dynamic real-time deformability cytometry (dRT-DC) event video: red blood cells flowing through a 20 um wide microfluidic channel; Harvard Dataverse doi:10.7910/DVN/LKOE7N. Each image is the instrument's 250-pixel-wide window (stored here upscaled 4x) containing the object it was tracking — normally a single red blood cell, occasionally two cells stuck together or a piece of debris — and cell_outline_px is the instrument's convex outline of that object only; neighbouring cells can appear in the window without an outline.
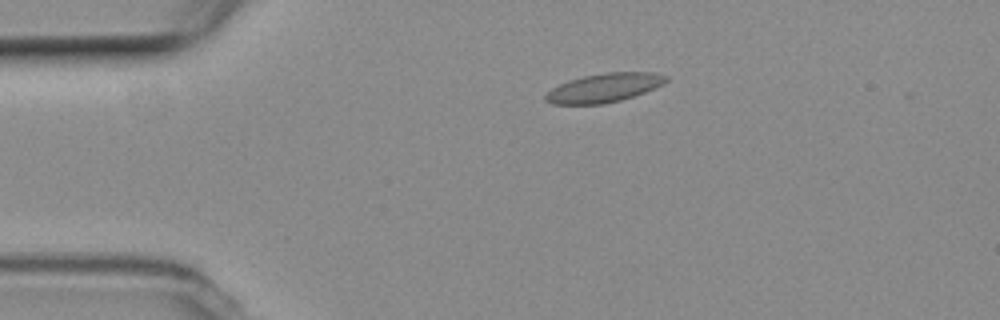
{"species": "common noctule bat (a hibernating species)", "species_latin": "Nyctalus noctula", "temperature_condition": "room temperature", "stored_images_in_passage": 45, "camera_frame_rate_fps": 3000, "um_per_image_px": 0.085, "animal": {"sex": "female", "body_mass_g": 19.3, "forearm_length_mm": 54.1}, "frame": {"image": 1, "passage_image": 2, "time_ms": 0.333, "image_size_px": [1000, 320], "cell_outline_px": [[668, 80], [664, 84], [644, 92], [620, 100], [604, 104], [552, 104], [544, 100], [544, 96], [552, 88], [568, 80], [584, 76], [604, 72], [656, 72], [668, 76]], "centroid_in_image_um": [51.36, 7.45], "position_along_channel_um": 33.6, "area_um2": 20.29}}
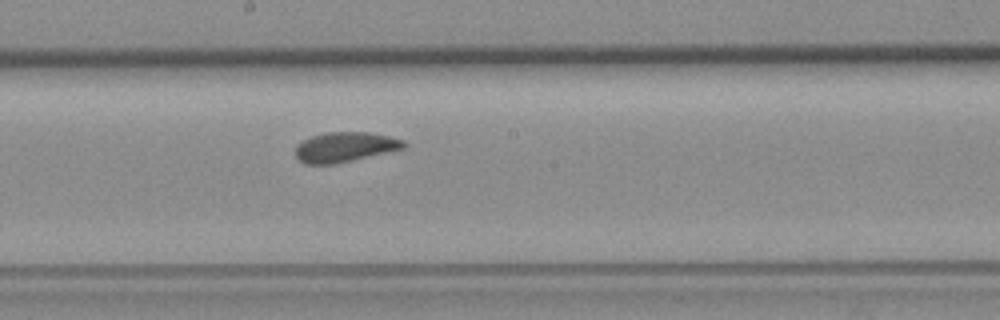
{"frame": {"image": 2, "passage_image": 20, "time_ms": 6.333, "image_size_px": [1000, 320], "cell_outline_px": [[408, 144], [404, 148], [332, 164], [308, 164], [300, 160], [296, 156], [296, 144], [312, 136], [324, 132], [368, 132], [388, 136], [404, 140]], "centroid_in_image_um": [29.31, 12.48], "position_along_channel_um": 218.9, "area_um2": 18.55}}
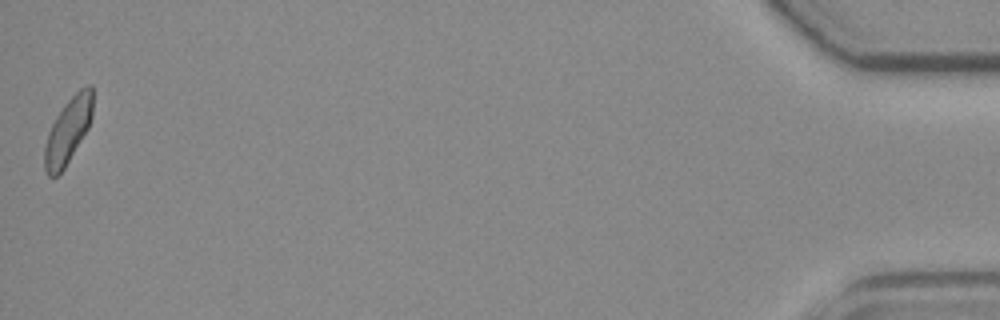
{"frame": {"image": 3, "passage_image": 45, "time_ms": 14.667, "image_size_px": [1000, 320], "cell_outline_px": [[92, 116], [88, 128], [64, 168], [56, 176], [48, 176], [44, 168], [44, 148], [48, 132], [56, 116], [64, 104], [80, 88], [88, 84], [92, 84]], "centroid_in_image_um": [5.77, 11.09], "position_along_channel_um": 429.4, "area_um2": 18.21}, "authors_computed_cell_mechanics": {"area_um2": 18.9006, "velocity_mm_per_s": 3.7676, "shape_relaxation_time_tau1_ms": 7.5743, "shape_relaxation_time_tau2_ms": 3.8485, "deformation_change_tau1": 0.121, "deformation_change_tau2": 0.0598}}